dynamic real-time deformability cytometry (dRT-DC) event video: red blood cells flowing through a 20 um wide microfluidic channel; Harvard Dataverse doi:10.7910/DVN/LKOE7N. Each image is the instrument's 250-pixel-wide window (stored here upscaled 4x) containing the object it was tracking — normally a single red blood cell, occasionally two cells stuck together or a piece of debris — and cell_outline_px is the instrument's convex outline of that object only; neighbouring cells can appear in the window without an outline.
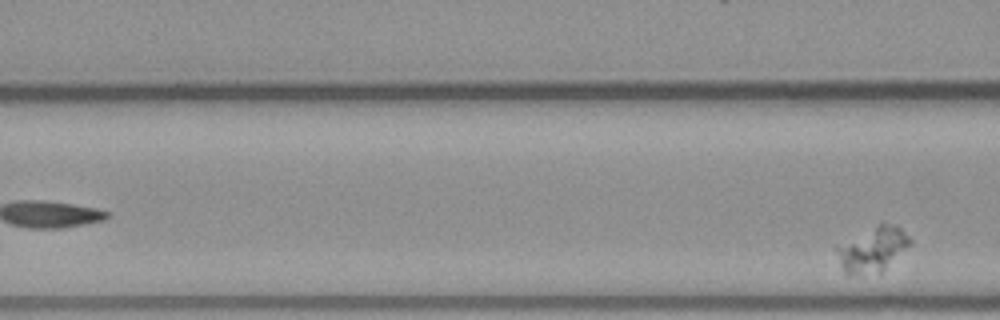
{"species": "common noctule bat (a hibernating species)", "species_latin": "Nyctalus noctula", "temperature_condition": "warm", "stored_images_in_passage": 6, "segment_of_instrument_passage": [2, 2], "camera_frame_rate_fps": 3000, "um_per_image_px": 0.085, "animal": {"sex": "male", "body_mass_g": 23.1, "forearm_length_mm": 52.7}, "frame": {"image": 1, "passage_image": 6, "time_ms": 6.0, "image_size_px": [1000, 320], "cell_outline_px": [[912, 244], [880, 272], [860, 276], [844, 272], [832, 248], [880, 220], [896, 224], [912, 240]], "centroid_in_image_um": [74.13, 21.14], "position_along_channel_um": 92.5, "area_um2": 19.83}}